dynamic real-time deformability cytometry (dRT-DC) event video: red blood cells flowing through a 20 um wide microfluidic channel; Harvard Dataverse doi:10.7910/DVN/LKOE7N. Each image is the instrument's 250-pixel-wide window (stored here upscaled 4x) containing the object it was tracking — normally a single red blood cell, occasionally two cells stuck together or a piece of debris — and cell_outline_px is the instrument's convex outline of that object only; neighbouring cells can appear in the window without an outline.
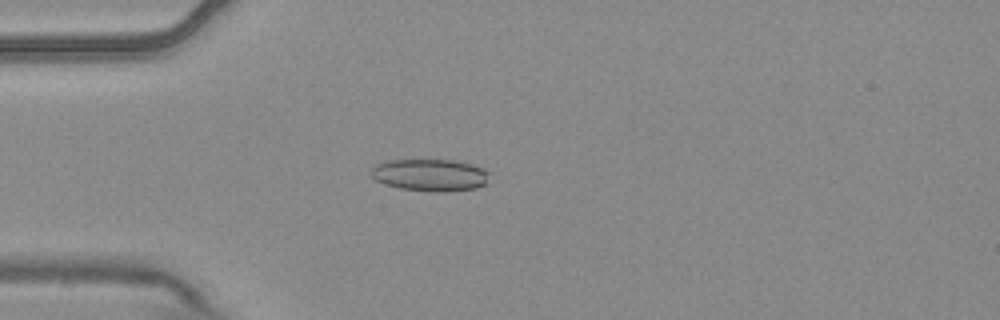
{"species": "common noctule bat (a hibernating species)", "species_latin": "Nyctalus noctula", "temperature_condition": "warm", "stored_images_in_passage": 4, "camera_frame_rate_fps": 3000, "um_per_image_px": 0.085, "animal": {"sex": "male", "body_mass_g": 20.4}, "frame": {"image": 1, "passage_image": 3, "time_ms": 0.667, "image_size_px": [1000, 320], "cell_outline_px": [[488, 172], [484, 184], [476, 188], [444, 192], [436, 192], [400, 188], [376, 180], [372, 176], [372, 168], [376, 164], [392, 160], [452, 160], [472, 164], [484, 168]], "centroid_in_image_um": [36.57, 14.87], "position_along_channel_um": 48.4, "area_um2": 21.79}}